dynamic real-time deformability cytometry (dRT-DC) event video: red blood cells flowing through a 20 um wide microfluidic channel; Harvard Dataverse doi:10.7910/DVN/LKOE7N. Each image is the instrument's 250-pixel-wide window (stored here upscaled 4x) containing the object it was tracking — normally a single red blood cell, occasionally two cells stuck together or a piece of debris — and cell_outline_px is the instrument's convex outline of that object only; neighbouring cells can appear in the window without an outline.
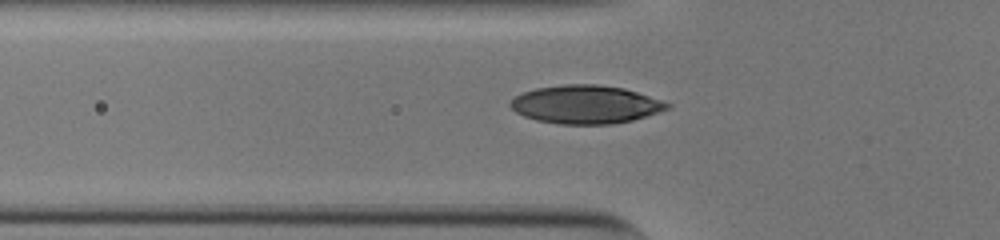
{"species": "human", "species_latin": "Homo sapiens", "temperature_condition": "cold", "stored_images_in_passage": 33, "camera_frame_rate_fps": 3000, "um_per_image_px": 0.085, "donor": {"sex": "male"}, "frame": {"image": 1, "passage_image": 2, "time_ms": 0.333, "image_size_px": [1000, 240], "cell_outline_px": [[672, 104], [668, 108], [632, 120], [612, 124], [560, 124], [536, 120], [524, 116], [516, 112], [508, 104], [516, 96], [524, 92], [536, 88], [564, 84], [596, 84], [624, 88]], "centroid_in_image_um": [49.74, 8.88], "position_along_channel_um": 76.1, "area_um2": 34.62}}
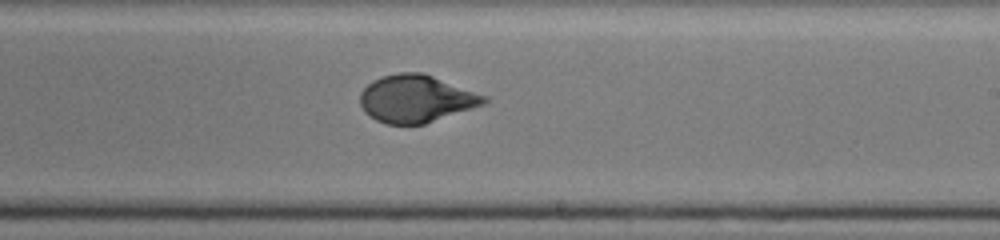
{"frame": {"image": 2, "passage_image": 16, "time_ms": 5.0, "image_size_px": [1000, 240], "cell_outline_px": [[488, 100], [484, 104], [424, 124], [388, 124], [376, 120], [364, 112], [360, 104], [360, 92], [372, 80], [384, 76], [400, 72], [424, 72], [488, 96]], "centroid_in_image_um": [35.37, 8.38], "position_along_channel_um": 253.6, "area_um2": 34.28}}
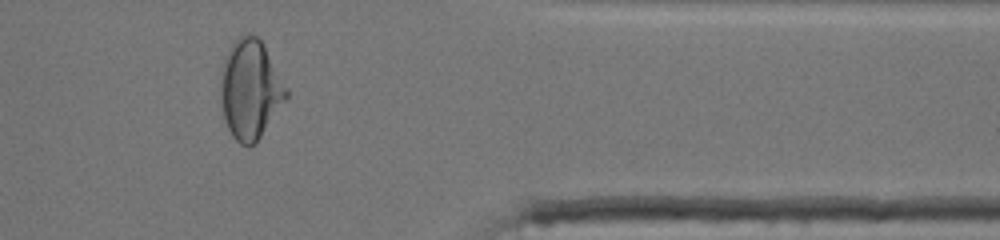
{"frame": {"image": 3, "passage_image": 28, "time_ms": 9.0, "image_size_px": [1000, 240], "cell_outline_px": [[288, 96], [256, 144], [240, 144], [232, 136], [228, 128], [224, 116], [220, 92], [220, 88], [224, 56], [228, 48], [240, 36], [256, 36], [264, 44], [288, 88]], "centroid_in_image_um": [21.29, 7.6], "position_along_channel_um": 390.1, "area_um2": 37.69}}